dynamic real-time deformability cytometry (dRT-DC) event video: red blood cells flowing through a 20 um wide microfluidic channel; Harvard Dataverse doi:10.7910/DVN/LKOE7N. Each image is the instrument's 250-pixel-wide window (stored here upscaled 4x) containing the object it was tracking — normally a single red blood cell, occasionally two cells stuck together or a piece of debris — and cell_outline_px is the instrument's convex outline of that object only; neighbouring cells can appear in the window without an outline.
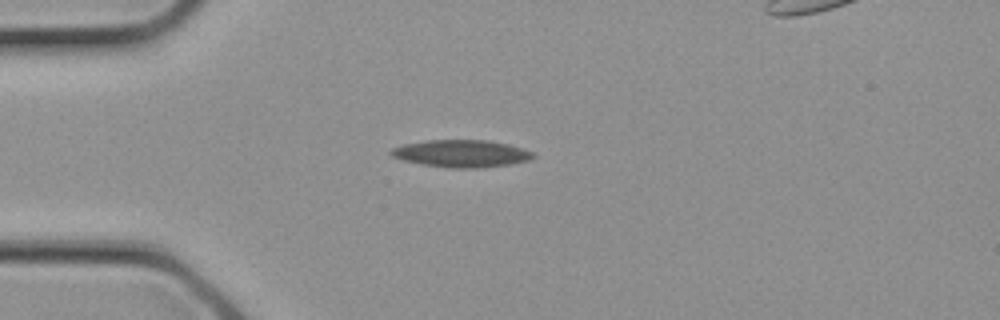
{"species": "common noctule bat (a hibernating species)", "species_latin": "Nyctalus noctula", "temperature_condition": "cold", "stored_images_in_passage": 9, "camera_frame_rate_fps": 3000, "um_per_image_px": 0.085, "animal": {"sex": "female", "body_mass_g": 21.9}, "frame": {"image": 1, "passage_image": 6, "time_ms": 1.667, "image_size_px": [1000, 320], "cell_outline_px": [[536, 156], [528, 160], [512, 164], [480, 168], [448, 168], [420, 164], [404, 160], [392, 156], [388, 152], [392, 148], [404, 144], [428, 140], [488, 140], [508, 144], [532, 152]], "centroid_in_image_um": [39.2, 13.06], "position_along_channel_um": 45.8, "area_um2": 22.6}}
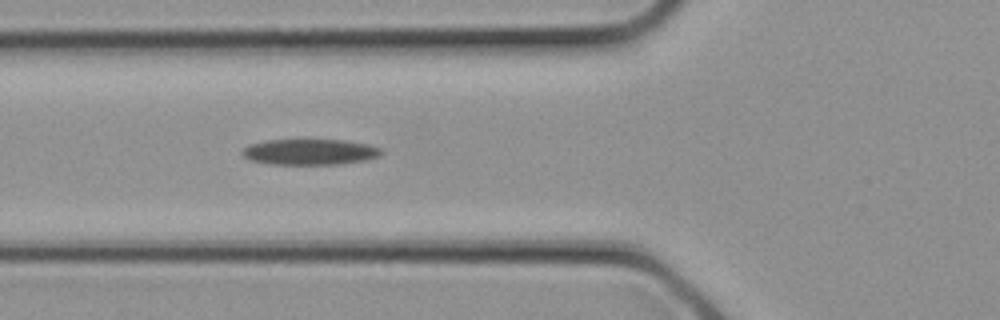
{"frame": {"image": 2, "passage_image": 9, "time_ms": 2.667, "image_size_px": [1000, 320], "cell_outline_px": [[384, 152], [380, 156], [368, 160], [344, 164], [272, 164], [252, 160], [244, 156], [240, 152], [248, 144], [264, 140], [296, 136], [304, 136], [344, 140], [368, 144], [380, 148]], "centroid_in_image_um": [26.34, 12.85], "position_along_channel_um": 99.5, "area_um2": 22.31}}